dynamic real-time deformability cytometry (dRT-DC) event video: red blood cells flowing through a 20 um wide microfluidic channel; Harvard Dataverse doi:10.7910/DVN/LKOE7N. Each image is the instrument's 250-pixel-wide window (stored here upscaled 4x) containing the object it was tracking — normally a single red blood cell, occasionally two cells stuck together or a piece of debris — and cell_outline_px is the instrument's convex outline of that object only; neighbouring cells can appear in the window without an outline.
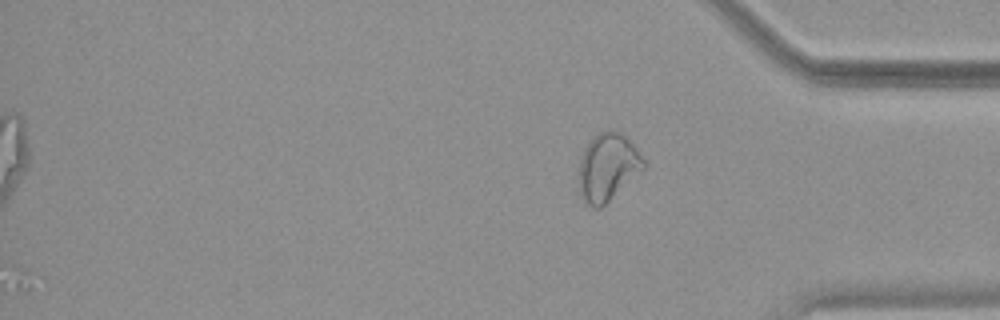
{"species": "common noctule bat (a hibernating species)", "species_latin": "Nyctalus noctula", "temperature_condition": "warm", "stored_images_in_passage": 55, "camera_frame_rate_fps": 3000, "um_per_image_px": 0.085, "animal": {"sex": "female", "body_mass_g": 19.9}, "frame": {"image": 1, "passage_image": 55, "time_ms": 18.0, "image_size_px": [1000, 320], "cell_outline_px": [[644, 168], [600, 208], [592, 208], [580, 196], [580, 156], [588, 140], [592, 136], [608, 128], [620, 132], [636, 148], [644, 160]], "centroid_in_image_um": [51.62, 14.17], "position_along_channel_um": 383.6, "area_um2": 25.14}}